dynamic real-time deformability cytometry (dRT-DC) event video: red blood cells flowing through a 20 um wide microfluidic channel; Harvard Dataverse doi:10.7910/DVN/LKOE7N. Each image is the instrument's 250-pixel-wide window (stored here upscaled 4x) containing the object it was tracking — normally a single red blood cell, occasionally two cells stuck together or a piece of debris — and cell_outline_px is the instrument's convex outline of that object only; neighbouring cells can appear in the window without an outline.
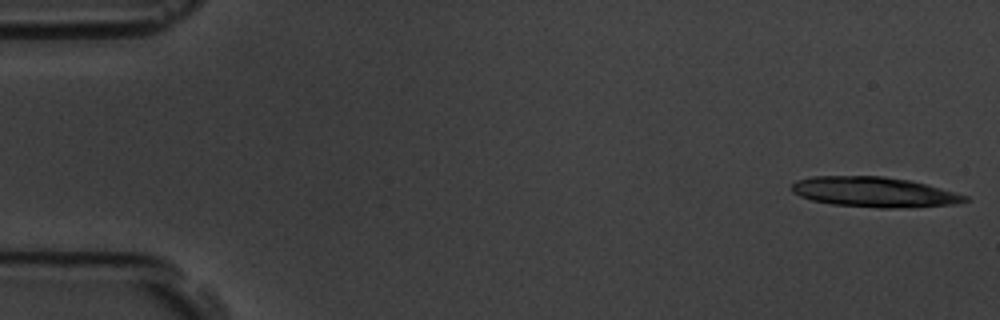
{"species": "common noctule bat (a hibernating species)", "species_latin": "Nyctalus noctula", "temperature_condition": "room temperature", "stored_images_in_passage": 16, "camera_frame_rate_fps": 3000, "um_per_image_px": 0.085, "animal": {"sex": "male", "body_mass_g": 19.5, "forearm_length_mm": 54.6}, "frame": {"image": 1, "passage_image": 1, "time_ms": 0.0, "image_size_px": [1000, 320], "cell_outline_px": [[972, 200], [956, 204], [912, 208], [876, 208], [832, 204], [812, 200], [800, 196], [792, 192], [792, 184], [796, 180], [812, 176], [884, 176], [908, 180], [924, 184], [968, 196]], "centroid_in_image_um": [74.32, 16.34], "position_along_channel_um": 10.7, "area_um2": 30.58}}